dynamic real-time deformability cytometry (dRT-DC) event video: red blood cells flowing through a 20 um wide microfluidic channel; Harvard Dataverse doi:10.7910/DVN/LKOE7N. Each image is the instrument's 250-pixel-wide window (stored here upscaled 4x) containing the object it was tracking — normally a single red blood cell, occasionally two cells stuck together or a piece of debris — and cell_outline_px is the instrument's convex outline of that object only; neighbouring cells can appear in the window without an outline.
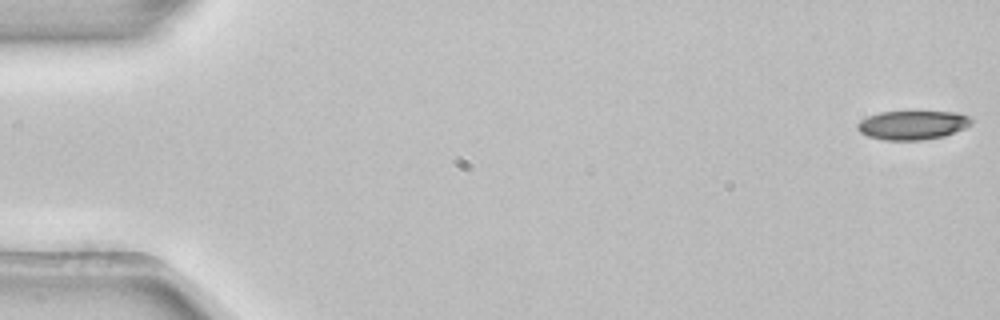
{"species": "common noctule bat (a hibernating species)", "species_latin": "Nyctalus noctula", "temperature_condition": "room temperature", "stored_images_in_passage": 4, "camera_frame_rate_fps": 3000, "um_per_image_px": 0.085, "animal": {"sex": "female", "body_mass_g": 22.7, "forearm_length_mm": 54.2}, "frame": {"image": 1, "passage_image": 1, "time_ms": 0.0, "image_size_px": [1000, 320], "cell_outline_px": [[972, 124], [964, 128], [944, 136], [924, 140], [884, 140], [868, 136], [860, 132], [856, 128], [856, 124], [860, 120], [868, 116], [880, 112], [960, 112], [968, 116], [972, 120]], "centroid_in_image_um": [77.56, 10.63], "position_along_channel_um": 7.4, "area_um2": 19.25}}
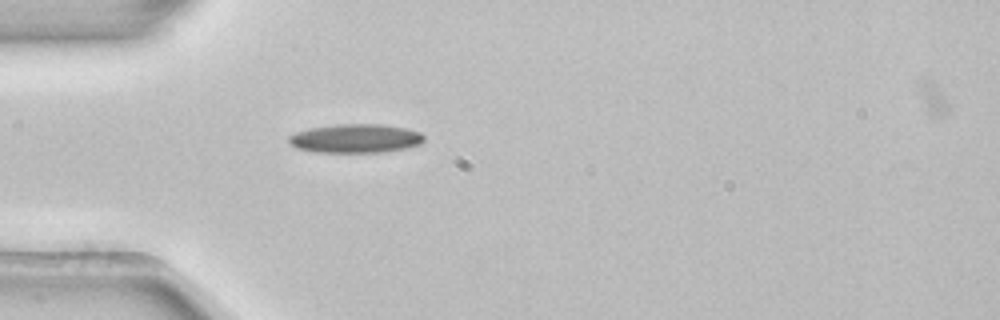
{"frame": {"image": 2, "passage_image": 4, "time_ms": 1.0, "image_size_px": [1000, 320], "cell_outline_px": [[424, 140], [420, 144], [408, 148], [384, 152], [316, 152], [296, 148], [288, 140], [288, 136], [296, 132], [308, 128], [336, 124], [384, 124], [408, 128], [420, 132], [424, 136]], "centroid_in_image_um": [30.25, 11.76], "position_along_channel_um": 54.8, "area_um2": 22.95}}